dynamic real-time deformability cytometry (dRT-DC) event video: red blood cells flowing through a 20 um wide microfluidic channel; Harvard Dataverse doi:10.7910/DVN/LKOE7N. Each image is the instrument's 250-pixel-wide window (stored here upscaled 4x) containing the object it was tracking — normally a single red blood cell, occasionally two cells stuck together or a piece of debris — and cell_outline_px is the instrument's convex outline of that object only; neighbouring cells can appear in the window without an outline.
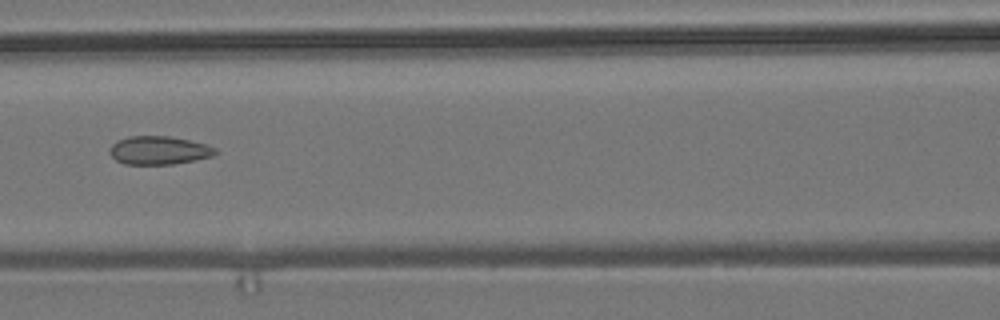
{"species": "common noctule bat (a hibernating species)", "species_latin": "Nyctalus noctula", "temperature_condition": "room temperature", "stored_images_in_passage": 5, "camera_frame_rate_fps": 3000, "um_per_image_px": 0.085, "animal": {"sex": "male", "body_mass_g": 19.2, "forearm_length_mm": 51.8}, "frame": {"image": 1, "passage_image": 5, "time_ms": 5.333, "image_size_px": [1000, 320], "cell_outline_px": [[220, 152], [212, 156], [196, 160], [172, 164], [124, 164], [116, 160], [108, 152], [112, 144], [116, 140], [128, 136], [172, 136], [208, 144], [216, 148]], "centroid_in_image_um": [13.53, 12.77], "position_along_channel_um": 153.1, "area_um2": 17.74}}